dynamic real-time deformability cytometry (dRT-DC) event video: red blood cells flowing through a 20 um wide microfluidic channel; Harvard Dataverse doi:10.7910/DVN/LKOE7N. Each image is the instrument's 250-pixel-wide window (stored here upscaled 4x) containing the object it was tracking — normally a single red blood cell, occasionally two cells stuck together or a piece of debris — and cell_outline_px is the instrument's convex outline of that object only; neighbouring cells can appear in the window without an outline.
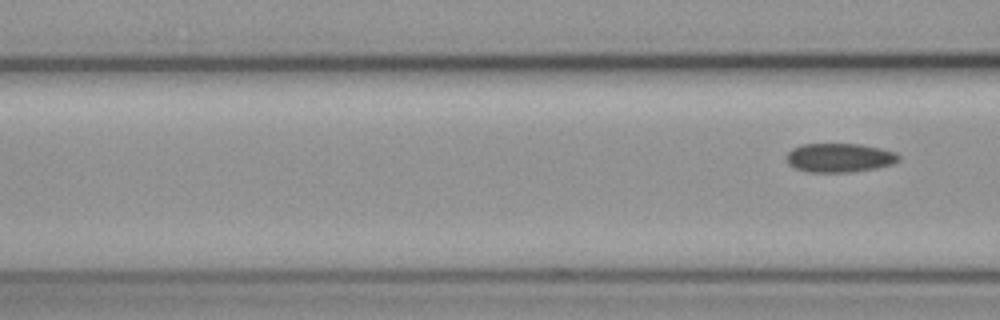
{"species": "common noctule bat (a hibernating species)", "species_latin": "Nyctalus noctula", "temperature_condition": "cold", "stored_images_in_passage": 8, "segment_of_instrument_passage": [2, 2], "camera_frame_rate_fps": 3000, "um_per_image_px": 0.085, "animal": {"sex": "female", "body_mass_g": 19.3, "forearm_length_mm": 54.1}, "frame": {"image": 1, "passage_image": 8, "time_ms": 2.333, "image_size_px": [1000, 320], "cell_outline_px": [[900, 160], [892, 164], [876, 168], [852, 172], [808, 172], [796, 168], [788, 164], [784, 160], [784, 156], [792, 148], [804, 144], [860, 144], [880, 148], [896, 152], [900, 156]], "centroid_in_image_um": [71.33, 13.41], "position_along_channel_um": 95.3, "area_um2": 19.13}}